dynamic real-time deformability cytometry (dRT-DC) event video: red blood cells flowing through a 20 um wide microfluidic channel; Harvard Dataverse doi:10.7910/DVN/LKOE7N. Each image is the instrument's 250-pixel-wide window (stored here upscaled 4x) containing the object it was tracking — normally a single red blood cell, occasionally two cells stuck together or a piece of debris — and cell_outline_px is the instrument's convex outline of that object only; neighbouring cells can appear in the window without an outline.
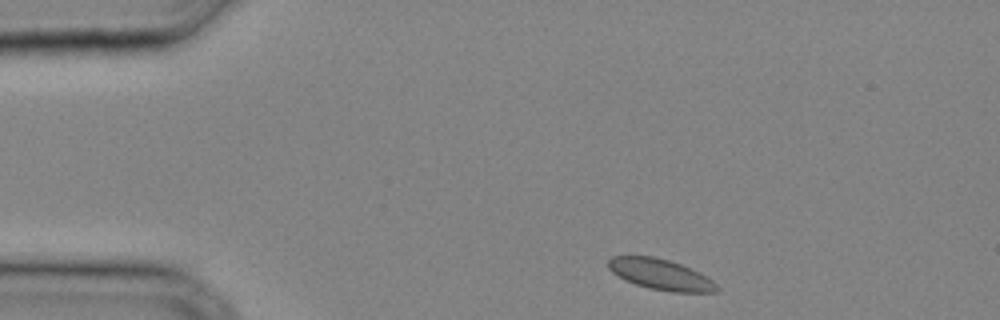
{"species": "common noctule bat (a hibernating species)", "species_latin": "Nyctalus noctula", "temperature_condition": "cold", "stored_images_in_passage": 29, "camera_frame_rate_fps": 3000, "um_per_image_px": 0.085, "animal": {"sex": "male", "body_mass_g": 20.4}, "frame": {"image": 1, "passage_image": 1, "time_ms": 0.0, "image_size_px": [1000, 320], "cell_outline_px": [[720, 288], [716, 292], [672, 292], [648, 288], [636, 284], [612, 272], [608, 268], [608, 260], [612, 256], [652, 256], [668, 260], [680, 264], [700, 272], [712, 280]], "centroid_in_image_um": [56.17, 23.33], "position_along_channel_um": 28.8, "area_um2": 19.25}}
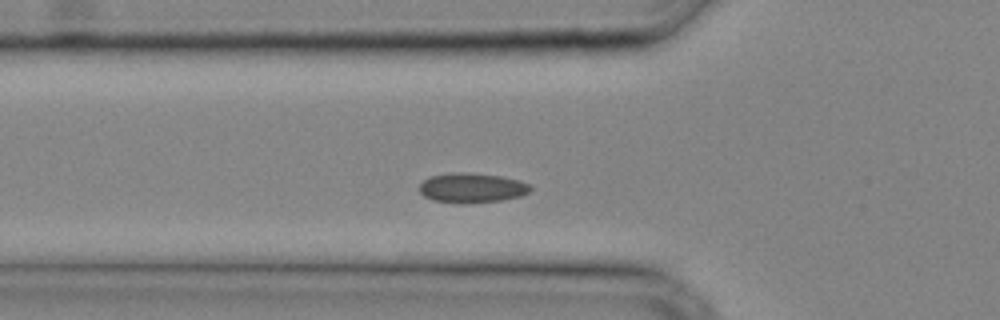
{"frame": {"image": 2, "passage_image": 7, "time_ms": 2.0, "image_size_px": [1000, 320], "cell_outline_px": [[532, 188], [528, 192], [520, 196], [500, 200], [456, 204], [432, 200], [424, 196], [420, 192], [420, 184], [428, 176], [452, 172], [464, 172], [500, 176], [520, 180], [528, 184]], "centroid_in_image_um": [40.06, 15.96], "position_along_channel_um": 85.7, "area_um2": 19.25}}
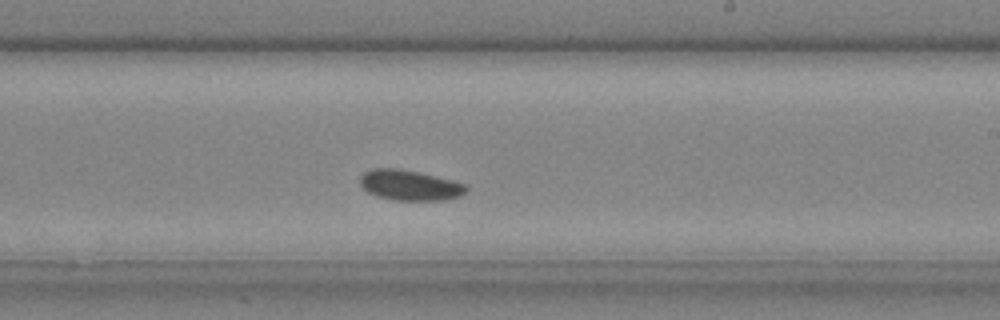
{"frame": {"image": 3, "passage_image": 16, "time_ms": 5.0, "image_size_px": [1000, 320], "cell_outline_px": [[468, 188], [460, 196], [444, 200], [392, 200], [376, 196], [368, 192], [360, 184], [360, 176], [364, 172], [372, 168], [400, 168], [420, 172], [468, 184]], "centroid_in_image_um": [34.82, 15.73], "position_along_channel_um": 254.2, "area_um2": 18.96}}